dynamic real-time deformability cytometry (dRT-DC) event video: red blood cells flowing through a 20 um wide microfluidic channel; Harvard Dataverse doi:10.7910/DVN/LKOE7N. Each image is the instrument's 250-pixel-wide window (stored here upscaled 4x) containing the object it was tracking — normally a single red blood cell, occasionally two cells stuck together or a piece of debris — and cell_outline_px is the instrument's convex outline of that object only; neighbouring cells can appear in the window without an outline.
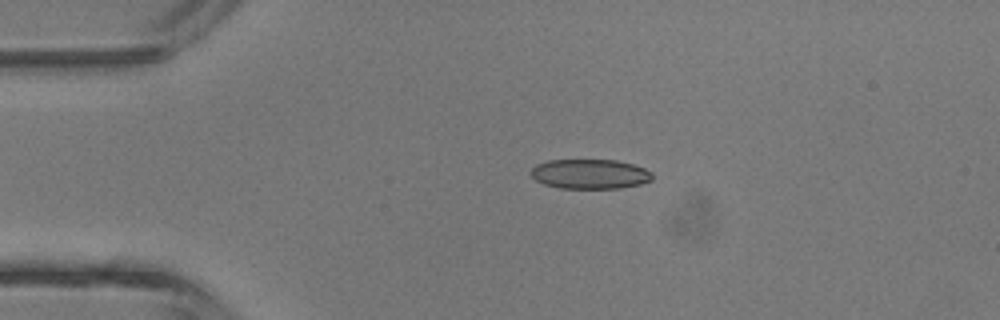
{"species": "common noctule bat (a hibernating species)", "species_latin": "Nyctalus noctula", "temperature_condition": "room temperature", "stored_images_in_passage": 2, "camera_frame_rate_fps": 3000, "um_per_image_px": 0.085, "animal": {"sex": "male", "body_mass_g": 13.3}, "frame": {"image": 1, "passage_image": 1, "time_ms": 0.0, "image_size_px": [1000, 320], "cell_outline_px": [[652, 180], [640, 184], [620, 188], [560, 188], [544, 184], [536, 180], [528, 172], [536, 164], [548, 160], [616, 160], [632, 164], [644, 168], [652, 172]], "centroid_in_image_um": [50.12, 14.79], "position_along_channel_um": 34.9, "area_um2": 21.04}}